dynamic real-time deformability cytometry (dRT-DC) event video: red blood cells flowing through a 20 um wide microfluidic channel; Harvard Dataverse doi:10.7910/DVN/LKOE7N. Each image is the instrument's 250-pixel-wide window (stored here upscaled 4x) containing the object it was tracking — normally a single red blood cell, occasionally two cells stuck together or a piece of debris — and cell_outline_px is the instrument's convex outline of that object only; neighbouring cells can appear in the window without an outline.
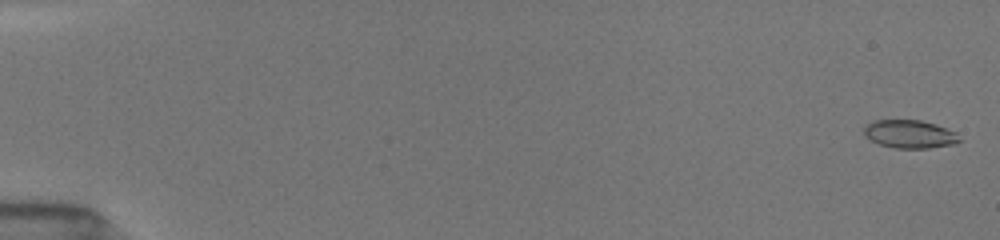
{"species": "common noctule bat (a hibernating species)", "species_latin": "Nyctalus noctula", "temperature_condition": "room temperature", "stored_images_in_passage": 42, "camera_frame_rate_fps": 3000, "um_per_image_px": 0.085, "animal": {"sex": "female", "body_mass_g": 19.5, "forearm_length_mm": 54.1}, "frame": {"image": 1, "passage_image": 3, "time_ms": 0.333, "image_size_px": [1000, 240], "cell_outline_px": [[960, 140], [956, 144], [928, 148], [892, 148], [880, 144], [864, 136], [864, 128], [872, 120], [920, 120], [936, 124], [956, 132]], "centroid_in_image_um": [77.33, 11.4], "position_along_channel_um": 7.7, "area_um2": 15.66}}
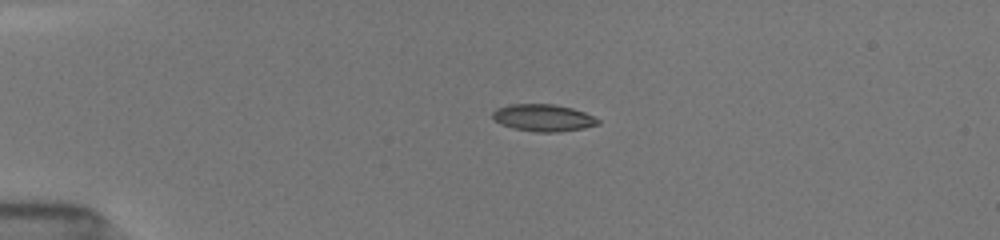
{"frame": {"image": 2, "passage_image": 29, "time_ms": 4.333, "image_size_px": [1000, 240], "cell_outline_px": [[600, 124], [584, 128], [560, 132], [536, 132], [512, 128], [500, 124], [492, 116], [492, 112], [496, 108], [508, 104], [556, 104], [572, 108], [584, 112], [600, 120]], "centroid_in_image_um": [46.17, 10.01], "position_along_channel_um": 38.8, "area_um2": 16.76}}